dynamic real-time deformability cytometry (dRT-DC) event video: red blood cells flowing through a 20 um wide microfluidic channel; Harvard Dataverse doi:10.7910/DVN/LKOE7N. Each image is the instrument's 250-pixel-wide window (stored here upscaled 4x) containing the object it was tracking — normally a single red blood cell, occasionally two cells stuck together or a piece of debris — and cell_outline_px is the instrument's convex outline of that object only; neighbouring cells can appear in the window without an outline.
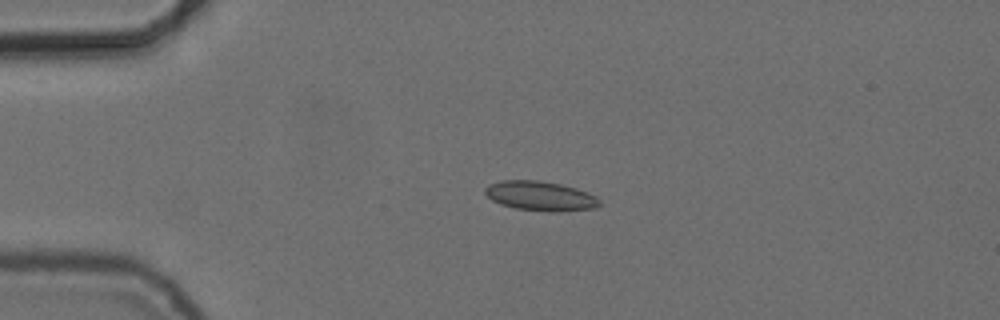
{"species": "common noctule bat (a hibernating species)", "species_latin": "Nyctalus noctula", "temperature_condition": "cold", "stored_images_in_passage": 44, "camera_frame_rate_fps": 3000, "um_per_image_px": 0.085, "animal": {"sex": "female", "body_mass_g": 24.6, "forearm_length_mm": 56.2}, "frame": {"image": 1, "passage_image": 2, "time_ms": 0.333, "image_size_px": [1000, 320], "cell_outline_px": [[600, 204], [596, 208], [552, 212], [516, 208], [500, 204], [492, 200], [484, 192], [484, 188], [488, 184], [500, 180], [536, 180], [560, 184], [576, 188], [588, 192], [596, 196], [600, 200]], "centroid_in_image_um": [45.92, 16.65], "position_along_channel_um": 39.1, "area_um2": 19.71}}
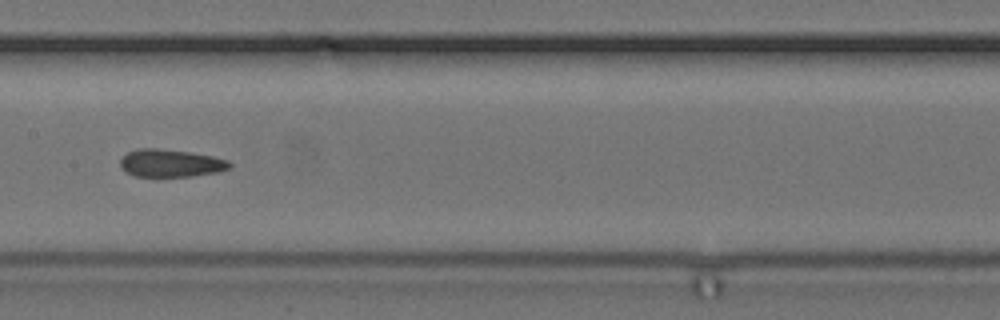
{"frame": {"image": 2, "passage_image": 17, "time_ms": 5.333, "image_size_px": [1000, 320], "cell_outline_px": [[232, 164], [228, 168], [220, 172], [192, 176], [136, 176], [120, 168], [120, 160], [128, 152], [140, 148], [156, 148], [188, 152], [212, 156], [228, 160]], "centroid_in_image_um": [14.51, 13.87], "position_along_channel_um": 192.9, "area_um2": 17.46}}
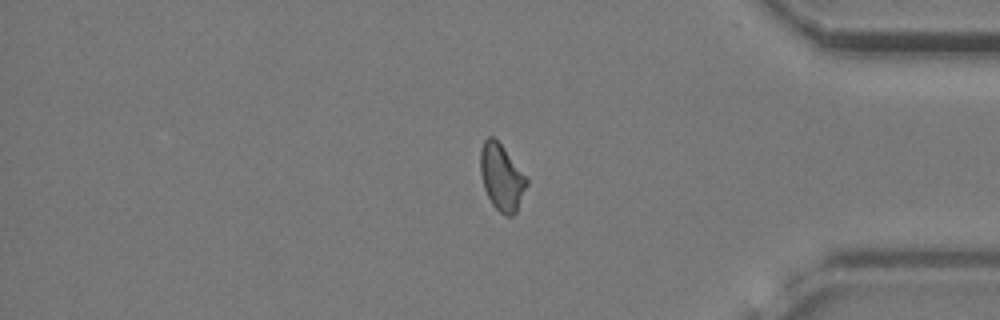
{"frame": {"image": 3, "passage_image": 35, "time_ms": 11.333, "image_size_px": [1000, 320], "cell_outline_px": [[528, 184], [516, 212], [512, 216], [504, 216], [492, 204], [484, 188], [480, 172], [480, 152], [484, 140], [488, 136], [492, 136], [504, 148], [528, 180]], "centroid_in_image_um": [42.63, 15.09], "position_along_channel_um": 392.6, "area_um2": 17.69}, "authors_computed_cell_mechanics": {"area_um2": 17.6868, "velocity_mm_per_s": 3.7333, "shape_relaxation_time_tau1_ms": 6.5559, "shape_relaxation_time_tau2_ms": 1.4456, "deformation_change_tau1": 0.1191, "deformation_change_tau2": 0.0825}}